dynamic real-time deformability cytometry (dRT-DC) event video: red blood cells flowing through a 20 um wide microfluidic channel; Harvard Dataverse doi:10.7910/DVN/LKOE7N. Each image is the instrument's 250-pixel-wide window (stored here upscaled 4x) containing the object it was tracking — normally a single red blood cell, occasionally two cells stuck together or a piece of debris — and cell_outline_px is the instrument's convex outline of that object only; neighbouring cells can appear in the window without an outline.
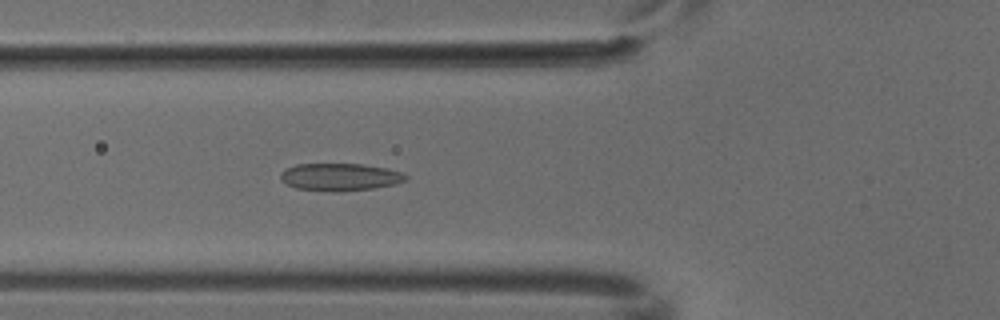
{"species": "common noctule bat (a hibernating species)", "species_latin": "Nyctalus noctula", "temperature_condition": "cold", "stored_images_in_passage": 5, "camera_frame_rate_fps": 3000, "um_per_image_px": 0.085, "animal": {"sex": "male", "body_mass_g": 18.8}, "frame": {"image": 1, "passage_image": 5, "time_ms": 1.333, "image_size_px": [1000, 320], "cell_outline_px": [[408, 180], [396, 184], [372, 188], [340, 192], [332, 192], [296, 188], [280, 180], [280, 172], [296, 164], [364, 164], [388, 168], [400, 172], [408, 176]], "centroid_in_image_um": [28.92, 15.05], "position_along_channel_um": 96.9, "area_um2": 20.17}}